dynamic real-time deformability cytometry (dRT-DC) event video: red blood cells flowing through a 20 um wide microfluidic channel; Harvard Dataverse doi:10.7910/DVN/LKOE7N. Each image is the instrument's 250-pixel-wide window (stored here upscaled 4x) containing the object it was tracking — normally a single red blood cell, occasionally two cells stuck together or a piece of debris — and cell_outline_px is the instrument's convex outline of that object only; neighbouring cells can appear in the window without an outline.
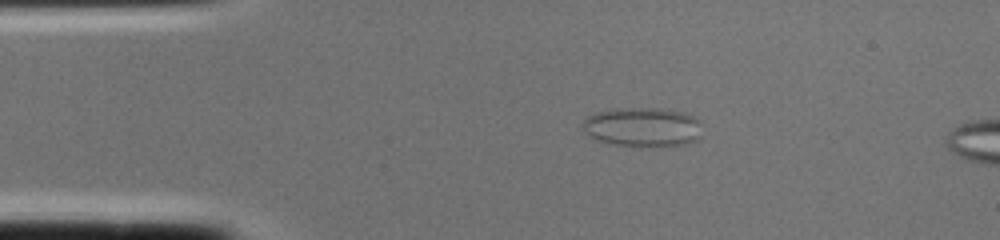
{"species": "common noctule bat (a hibernating species)", "species_latin": "Nyctalus noctula", "temperature_condition": "cold", "stored_images_in_passage": 4, "camera_frame_rate_fps": 3000, "um_per_image_px": 0.085, "animal": {"sex": "female", "body_mass_g": 22.0, "forearm_length_mm": 56.7}, "frame": {"image": 1, "passage_image": 2, "time_ms": 0.333, "image_size_px": [1000, 240], "cell_outline_px": [[700, 136], [696, 140], [684, 144], [668, 148], [616, 144], [596, 140], [584, 132], [580, 124], [588, 116], [596, 112], [616, 108], [660, 108], [684, 112], [700, 120]], "centroid_in_image_um": [54.63, 10.81], "position_along_channel_um": 30.4, "area_um2": 27.8}}